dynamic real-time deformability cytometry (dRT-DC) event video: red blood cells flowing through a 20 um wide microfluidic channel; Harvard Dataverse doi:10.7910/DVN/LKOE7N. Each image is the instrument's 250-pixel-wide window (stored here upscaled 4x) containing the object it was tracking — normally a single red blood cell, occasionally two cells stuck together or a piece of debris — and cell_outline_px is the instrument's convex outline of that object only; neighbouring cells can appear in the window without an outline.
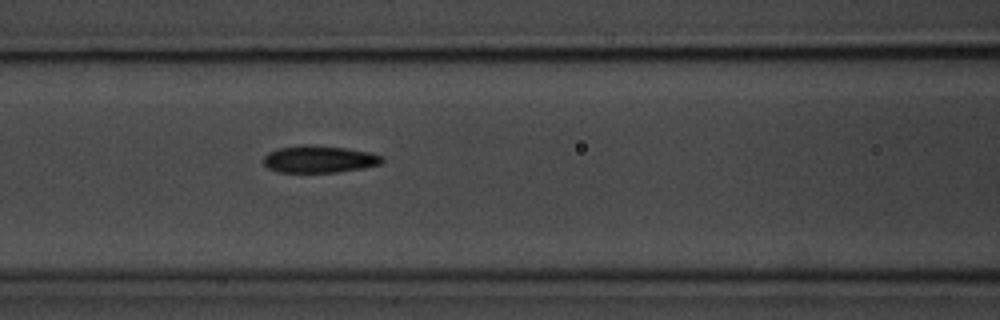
{"species": "common noctule bat (a hibernating species)", "species_latin": "Nyctalus noctula", "temperature_condition": "room temperature", "stored_images_in_passage": 9, "camera_frame_rate_fps": 3000, "um_per_image_px": 0.085, "animal": {"sex": "male", "body_mass_g": 20.1, "forearm_length_mm": 53.5}, "frame": {"image": 1, "passage_image": 9, "time_ms": 10.0, "image_size_px": [1000, 320], "cell_outline_px": [[384, 160], [380, 164], [364, 168], [336, 172], [276, 172], [268, 168], [264, 164], [264, 156], [268, 152], [280, 148], [304, 144], [312, 144], [348, 148], [368, 152], [380, 156]], "centroid_in_image_um": [27.11, 13.52], "position_along_channel_um": 139.5, "area_um2": 18.79}}